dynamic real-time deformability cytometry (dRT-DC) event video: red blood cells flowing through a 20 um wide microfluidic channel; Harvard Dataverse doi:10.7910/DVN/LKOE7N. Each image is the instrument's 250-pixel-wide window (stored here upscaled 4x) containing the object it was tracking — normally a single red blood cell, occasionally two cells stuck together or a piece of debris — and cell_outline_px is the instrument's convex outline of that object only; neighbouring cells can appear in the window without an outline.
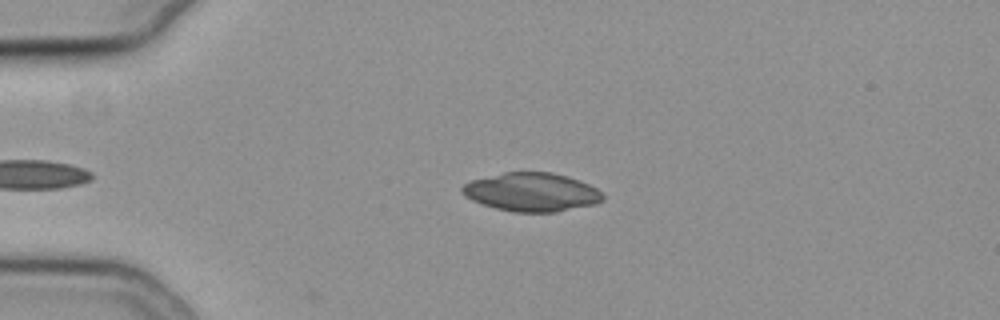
{"species": "common noctule bat (a hibernating species)", "species_latin": "Nyctalus noctula", "temperature_condition": "cold", "stored_images_in_passage": 14, "camera_frame_rate_fps": 3000, "um_per_image_px": 0.085, "animal": {"sex": "female", "body_mass_g": 19.3, "forearm_length_mm": 54.1}, "frame": {"image": 1, "passage_image": 3, "time_ms": 0.667, "image_size_px": [1000, 320], "cell_outline_px": [[604, 200], [596, 204], [556, 212], [512, 212], [496, 208], [472, 200], [464, 196], [460, 192], [460, 188], [464, 184], [472, 180], [504, 172], [552, 172], [568, 176], [580, 180], [596, 188], [604, 196]], "centroid_in_image_um": [45.2, 16.33], "position_along_channel_um": 39.8, "area_um2": 31.73}}
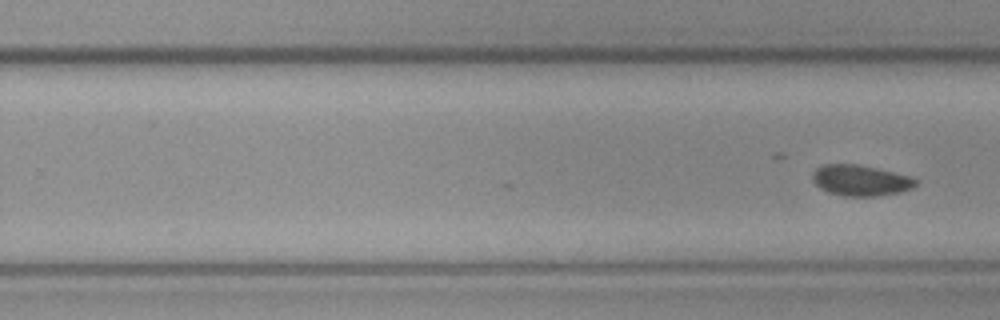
{"frame": {"image": 2, "passage_image": 14, "time_ms": 4.333, "image_size_px": [1000, 320], "cell_outline_px": [[920, 180], [912, 188], [900, 192], [876, 196], [844, 196], [828, 192], [820, 188], [812, 180], [812, 176], [816, 168], [824, 164], [856, 164], [876, 168], [912, 176]], "centroid_in_image_um": [73.17, 15.33], "position_along_channel_um": 256.6, "area_um2": 18.61}}